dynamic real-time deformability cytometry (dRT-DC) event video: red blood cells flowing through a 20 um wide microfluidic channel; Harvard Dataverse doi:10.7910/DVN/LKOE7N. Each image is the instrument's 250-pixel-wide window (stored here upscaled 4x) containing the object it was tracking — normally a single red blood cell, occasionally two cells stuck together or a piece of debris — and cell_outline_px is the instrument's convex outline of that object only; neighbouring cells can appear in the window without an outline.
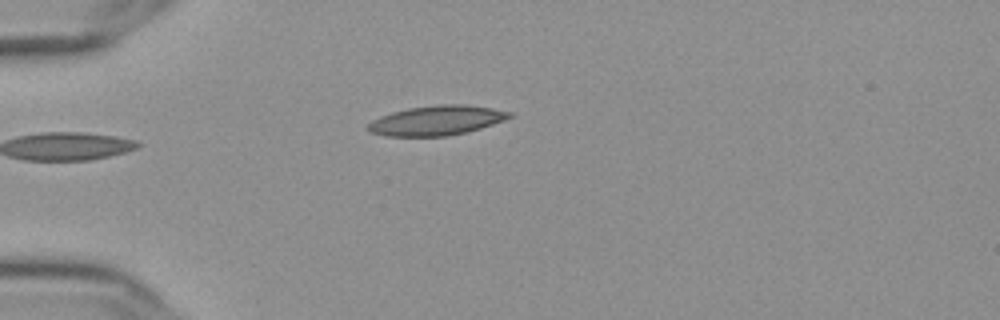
{"species": "Egyptian fruit bat (a non-hibernating species)", "species_latin": "Rousettus aegyptiacus", "temperature_condition": "cold", "stored_images_in_passage": 42, "camera_frame_rate_fps": 3000, "um_per_image_px": 0.085, "frame": {"image": 1, "passage_image": 1, "time_ms": 0.0, "image_size_px": [1000, 320], "cell_outline_px": [[512, 116], [504, 120], [480, 128], [448, 136], [384, 136], [368, 132], [364, 128], [372, 120], [380, 116], [392, 112], [408, 108], [436, 104], [464, 104], [492, 108], [512, 112]], "centroid_in_image_um": [37.05, 10.23], "position_along_channel_um": 47.9, "area_um2": 24.57}}
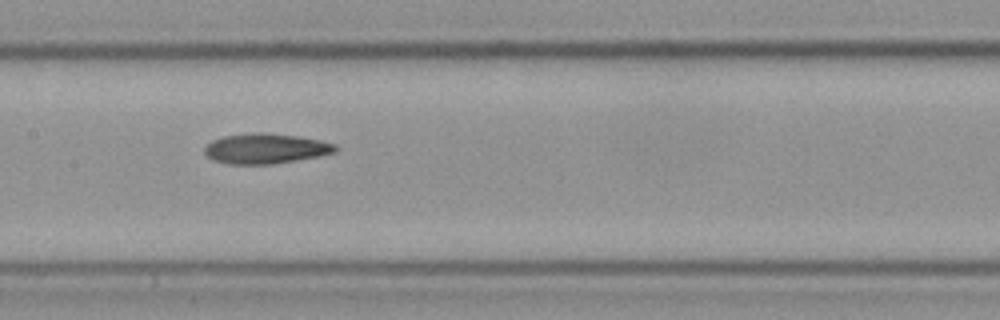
{"frame": {"image": 2, "passage_image": 14, "time_ms": 4.333, "image_size_px": [1000, 320], "cell_outline_px": [[340, 148], [336, 152], [320, 156], [272, 164], [228, 164], [212, 160], [204, 152], [204, 148], [212, 140], [224, 136], [252, 132], [264, 132], [296, 136], [320, 140], [336, 144]], "centroid_in_image_um": [22.6, 12.63], "position_along_channel_um": 184.8, "area_um2": 23.12}}
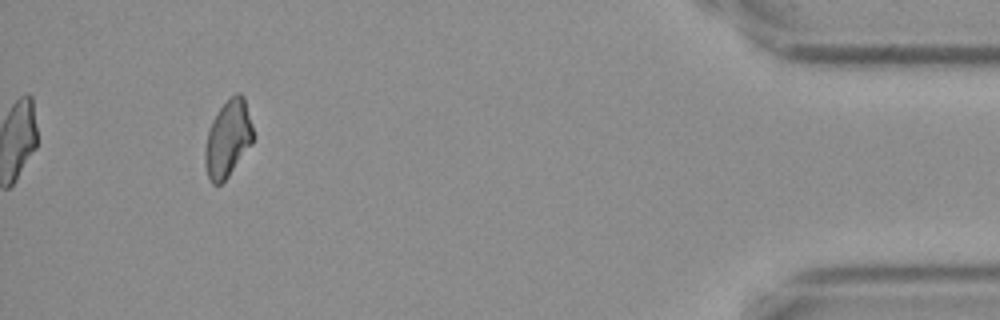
{"frame": {"image": 3, "passage_image": 38, "time_ms": 12.333, "image_size_px": [1000, 320], "cell_outline_px": [[252, 144], [228, 176], [220, 184], [212, 184], [208, 180], [204, 164], [204, 148], [208, 132], [212, 120], [220, 108], [236, 92], [240, 92], [244, 96], [252, 124]], "centroid_in_image_um": [19.35, 11.81], "position_along_channel_um": 415.9, "area_um2": 21.44}}